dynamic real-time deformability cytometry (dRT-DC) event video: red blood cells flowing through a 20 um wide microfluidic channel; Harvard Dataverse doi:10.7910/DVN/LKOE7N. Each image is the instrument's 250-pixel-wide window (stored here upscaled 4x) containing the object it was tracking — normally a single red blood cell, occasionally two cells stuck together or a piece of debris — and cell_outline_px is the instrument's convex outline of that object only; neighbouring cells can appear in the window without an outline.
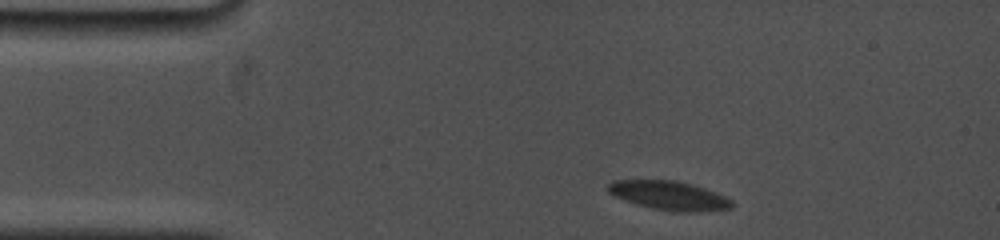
{"species": "common noctule bat (a hibernating species)", "species_latin": "Nyctalus noctula", "temperature_condition": "cold", "stored_images_in_passage": 4, "camera_frame_rate_fps": 5000, "um_per_image_px": 0.085, "animal": {"sex": "female", "body_mass_g": 19.0, "forearm_length_mm": 53.3}, "frame": {"image": 1, "passage_image": 1, "time_ms": 0.0, "image_size_px": [1000, 240], "cell_outline_px": [[732, 208], [696, 212], [676, 212], [652, 208], [636, 204], [624, 200], [608, 192], [608, 184], [612, 180], [676, 180], [692, 184], [704, 188], [724, 196], [732, 200]], "centroid_in_image_um": [56.86, 16.62], "position_along_channel_um": 28.1, "area_um2": 20.81}}